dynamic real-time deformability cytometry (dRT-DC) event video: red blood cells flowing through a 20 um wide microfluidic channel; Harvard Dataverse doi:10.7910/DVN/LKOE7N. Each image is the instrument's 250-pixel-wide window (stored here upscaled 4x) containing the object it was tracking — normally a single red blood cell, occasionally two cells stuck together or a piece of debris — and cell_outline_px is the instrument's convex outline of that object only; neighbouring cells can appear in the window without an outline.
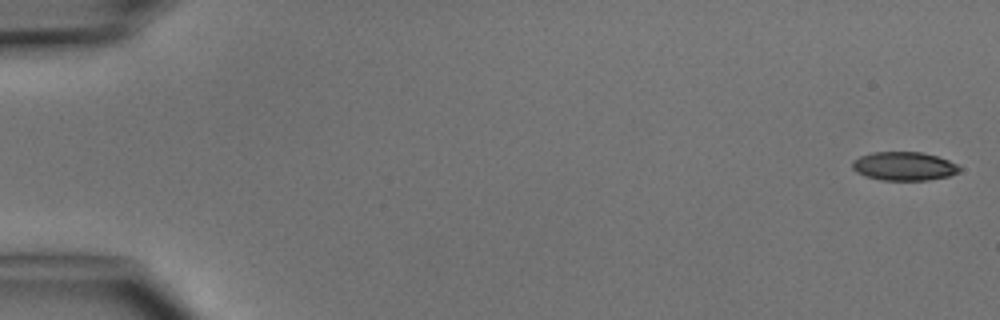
{"species": "common noctule bat (a hibernating species)", "species_latin": "Nyctalus noctula", "temperature_condition": "cold", "stored_images_in_passage": 5, "segment_of_instrument_passage": [1, 2], "camera_frame_rate_fps": 3000, "um_per_image_px": 0.085, "animal": {"sex": "male", "body_mass_g": 15.6}, "frame": {"image": 1, "passage_image": 1, "time_ms": 0.0, "image_size_px": [1000, 320], "cell_outline_px": [[960, 172], [948, 176], [928, 180], [880, 180], [864, 176], [856, 172], [852, 168], [852, 160], [860, 156], [872, 152], [920, 152], [936, 156], [948, 160], [956, 164], [960, 168]], "centroid_in_image_um": [76.8, 14.13], "position_along_channel_um": 8.2, "area_um2": 17.92}}